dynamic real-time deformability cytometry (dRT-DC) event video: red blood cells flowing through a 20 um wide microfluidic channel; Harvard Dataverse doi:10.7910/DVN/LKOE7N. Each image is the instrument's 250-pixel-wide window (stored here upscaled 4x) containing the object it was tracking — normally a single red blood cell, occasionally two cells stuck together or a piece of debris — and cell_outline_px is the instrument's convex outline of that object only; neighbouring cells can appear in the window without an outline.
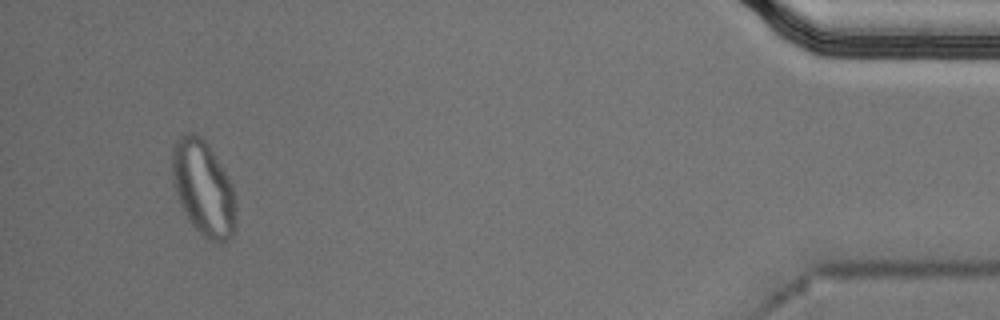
{"species": "Egyptian fruit bat (a non-hibernating species)", "species_latin": "Rousettus aegyptiacus", "temperature_condition": "cold", "stored_images_in_passage": 50, "segment_of_instrument_passage": [2, 2], "camera_frame_rate_fps": 3000, "um_per_image_px": 0.085, "animal": {"sex": "male"}, "frame": {"image": 1, "passage_image": 47, "time_ms": 15.333, "image_size_px": [1000, 320], "cell_outline_px": [[236, 208], [232, 236], [228, 240], [220, 244], [216, 244], [208, 240], [192, 224], [180, 204], [172, 180], [172, 148], [176, 140], [184, 132], [192, 132], [200, 136], [208, 144], [216, 156], [228, 176], [232, 184]], "centroid_in_image_um": [17.28, 15.98], "position_along_channel_um": 417.9, "area_um2": 35.37}}